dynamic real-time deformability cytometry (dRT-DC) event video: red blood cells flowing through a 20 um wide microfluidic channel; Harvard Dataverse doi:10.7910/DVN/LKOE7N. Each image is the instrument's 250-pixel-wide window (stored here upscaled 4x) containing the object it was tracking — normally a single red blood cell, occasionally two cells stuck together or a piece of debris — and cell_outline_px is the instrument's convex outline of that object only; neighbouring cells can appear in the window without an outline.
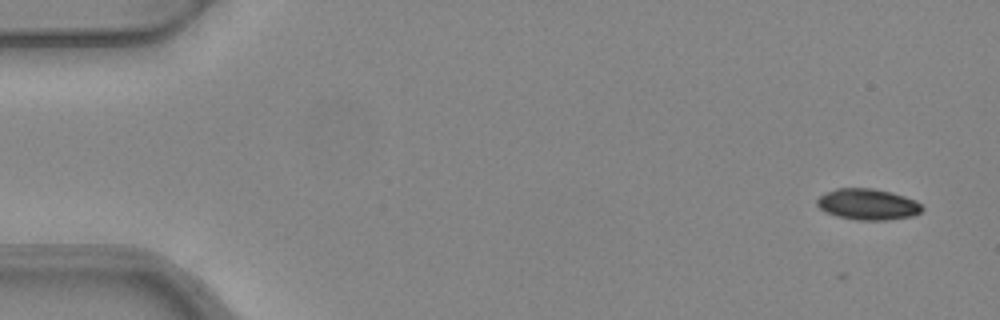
{"species": "common noctule bat (a hibernating species)", "species_latin": "Nyctalus noctula", "temperature_condition": "warm", "stored_images_in_passage": 5, "camera_frame_rate_fps": 3000, "um_per_image_px": 0.085, "animal": {"sex": "female", "body_mass_g": 24.6, "forearm_length_mm": 56.2}, "frame": {"image": 1, "passage_image": 1, "time_ms": 0.0, "image_size_px": [1000, 320], "cell_outline_px": [[924, 208], [920, 212], [912, 216], [888, 220], [856, 220], [836, 216], [824, 212], [816, 204], [816, 200], [824, 192], [836, 188], [872, 188], [892, 192], [916, 200]], "centroid_in_image_um": [73.73, 17.36], "position_along_channel_um": 11.3, "area_um2": 19.25}}
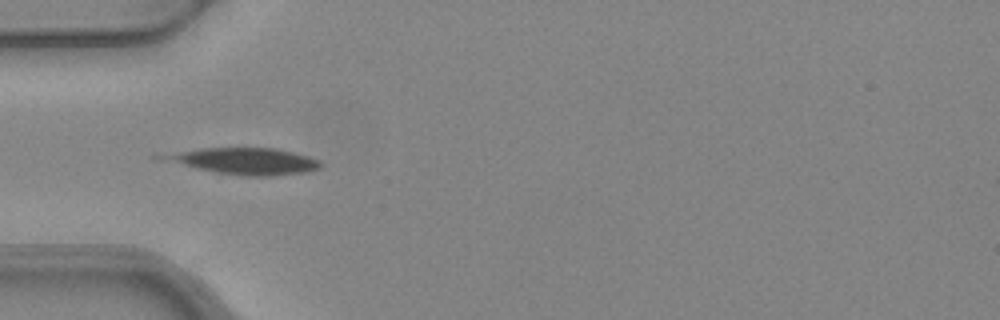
{"frame": {"image": 2, "passage_image": 4, "time_ms": 1.0, "image_size_px": [1000, 320], "cell_outline_px": [[324, 164], [320, 168], [304, 172], [272, 176], [244, 176], [216, 172], [156, 160], [148, 156], [152, 152], [200, 148], [276, 148], [308, 156], [320, 160]], "centroid_in_image_um": [20.5, 13.67], "position_along_channel_um": 64.5, "area_um2": 25.32}}
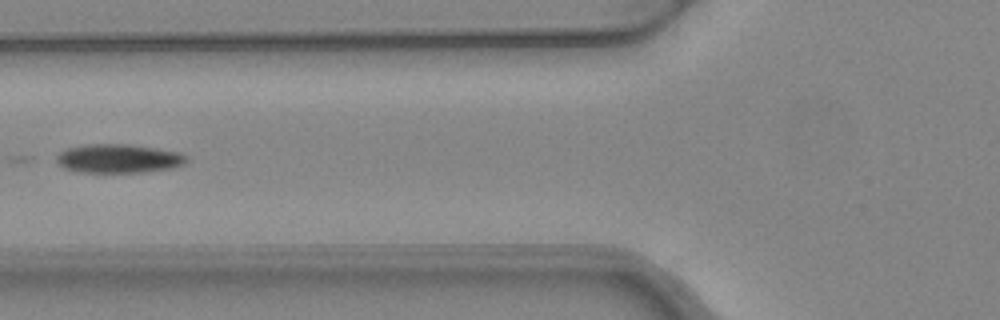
{"frame": {"image": 3, "passage_image": 5, "time_ms": 1.333, "image_size_px": [1000, 320], "cell_outline_px": [[188, 160], [184, 164], [172, 168], [148, 172], [76, 172], [64, 168], [56, 164], [56, 156], [60, 152], [68, 148], [88, 144], [124, 144], [156, 148], [180, 152], [188, 156]], "centroid_in_image_um": [10.08, 13.48], "position_along_channel_um": 115.7, "area_um2": 22.02}}